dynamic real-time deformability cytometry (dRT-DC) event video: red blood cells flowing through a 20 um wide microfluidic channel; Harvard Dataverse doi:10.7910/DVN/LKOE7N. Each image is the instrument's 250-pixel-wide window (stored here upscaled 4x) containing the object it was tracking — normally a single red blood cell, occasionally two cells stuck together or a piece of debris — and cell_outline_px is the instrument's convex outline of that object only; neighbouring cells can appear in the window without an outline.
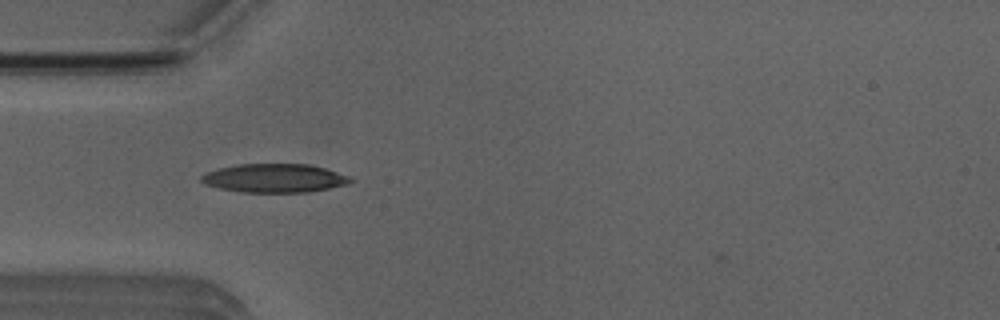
{"species": "Egyptian fruit bat (a non-hibernating species)", "species_latin": "Rousettus aegyptiacus", "temperature_condition": "room temperature", "stored_images_in_passage": 10, "camera_frame_rate_fps": 3000, "um_per_image_px": 0.085, "animal": {"sex": "male"}, "frame": {"image": 1, "passage_image": 7, "time_ms": 2.0, "image_size_px": [1000, 320], "cell_outline_px": [[356, 180], [348, 184], [308, 192], [240, 192], [220, 188], [204, 184], [200, 180], [200, 176], [208, 172], [220, 168], [236, 164], [308, 164], [324, 168], [352, 176]], "centroid_in_image_um": [23.37, 15.14], "position_along_channel_um": 61.6, "area_um2": 24.97}}